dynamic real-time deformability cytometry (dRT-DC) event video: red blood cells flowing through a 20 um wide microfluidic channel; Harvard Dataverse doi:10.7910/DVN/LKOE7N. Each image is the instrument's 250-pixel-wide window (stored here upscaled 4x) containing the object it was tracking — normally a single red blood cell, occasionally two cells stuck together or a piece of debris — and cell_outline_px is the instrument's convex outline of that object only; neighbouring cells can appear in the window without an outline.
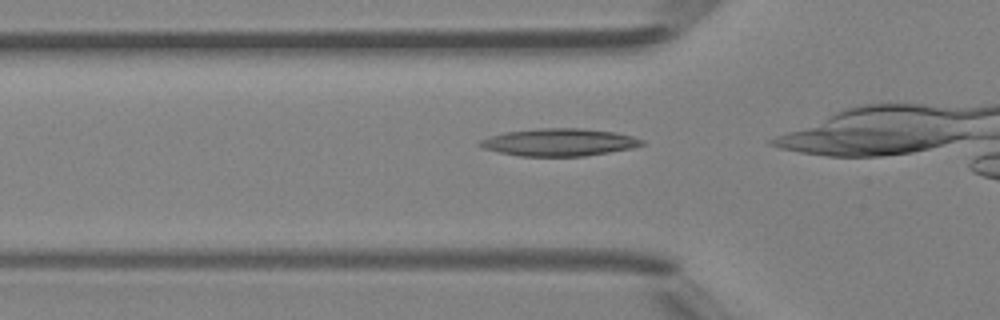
{"species": "Egyptian fruit bat (a non-hibernating species)", "species_latin": "Rousettus aegyptiacus", "temperature_condition": "room temperature", "stored_images_in_passage": 30, "camera_frame_rate_fps": 3000, "um_per_image_px": 0.085, "animal": {"sex": "female"}, "frame": {"image": 1, "passage_image": 9, "time_ms": 2.667, "image_size_px": [1000, 320], "cell_outline_px": [[644, 144], [632, 148], [584, 156], [520, 156], [500, 152], [484, 148], [476, 144], [480, 140], [488, 136], [504, 132], [540, 128], [580, 128], [616, 132], [632, 136], [644, 140]], "centroid_in_image_um": [47.51, 12.08], "position_along_channel_um": 78.3, "area_um2": 25.89}}